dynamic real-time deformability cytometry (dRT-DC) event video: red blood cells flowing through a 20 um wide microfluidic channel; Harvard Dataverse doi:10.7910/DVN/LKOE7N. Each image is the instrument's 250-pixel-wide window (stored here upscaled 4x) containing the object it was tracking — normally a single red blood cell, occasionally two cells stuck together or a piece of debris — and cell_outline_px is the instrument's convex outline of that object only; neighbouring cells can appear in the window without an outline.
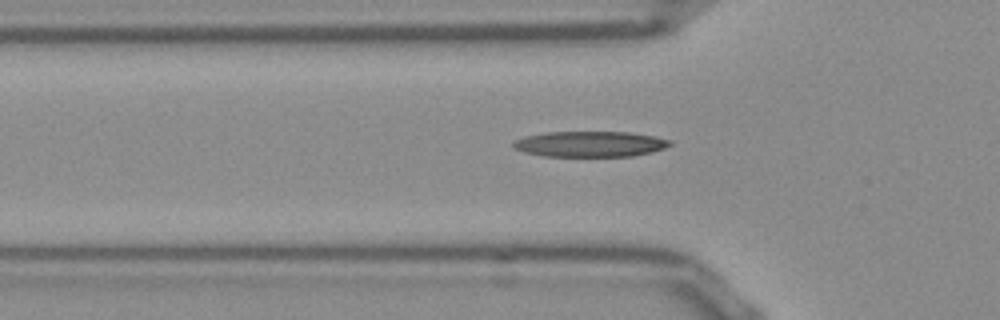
{"species": "Egyptian fruit bat (a non-hibernating species)", "species_latin": "Rousettus aegyptiacus", "temperature_condition": "room temperature", "stored_images_in_passage": 39, "camera_frame_rate_fps": 3000, "um_per_image_px": 0.085, "frame": {"image": 1, "passage_image": 11, "time_ms": 3.333, "image_size_px": [1000, 320], "cell_outline_px": [[672, 144], [664, 148], [652, 152], [632, 156], [544, 156], [524, 152], [516, 148], [512, 144], [516, 140], [524, 136], [548, 132], [628, 132], [656, 136], [672, 140]], "centroid_in_image_um": [50.2, 12.24], "position_along_channel_um": 75.6, "area_um2": 23.35}}
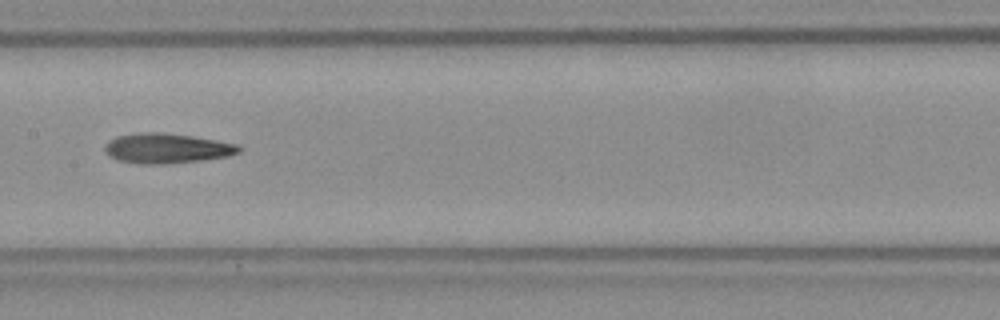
{"frame": {"image": 2, "passage_image": 20, "time_ms": 6.333, "image_size_px": [1000, 320], "cell_outline_px": [[240, 152], [228, 156], [200, 160], [168, 164], [140, 164], [116, 160], [108, 156], [104, 152], [104, 144], [108, 140], [116, 136], [136, 132], [160, 132], [192, 136], [216, 140], [236, 144], [240, 148]], "centroid_in_image_um": [14.09, 12.6], "position_along_channel_um": 193.3, "area_um2": 23.64}}
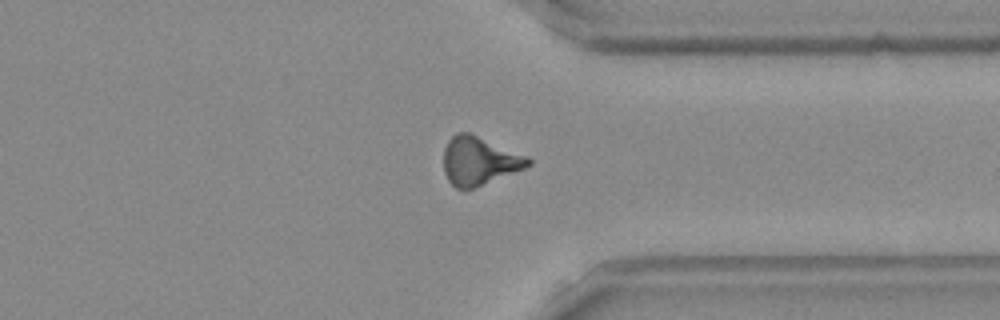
{"frame": {"image": 3, "passage_image": 34, "time_ms": 11.0, "image_size_px": [1000, 320], "cell_outline_px": [[532, 164], [524, 168], [472, 188], [456, 188], [448, 180], [444, 172], [444, 148], [448, 140], [456, 132], [468, 132], [528, 156], [532, 160]], "centroid_in_image_um": [40.72, 13.65], "position_along_channel_um": 370.7, "area_um2": 23.47}}